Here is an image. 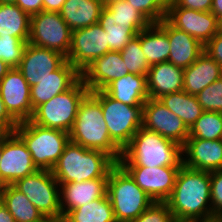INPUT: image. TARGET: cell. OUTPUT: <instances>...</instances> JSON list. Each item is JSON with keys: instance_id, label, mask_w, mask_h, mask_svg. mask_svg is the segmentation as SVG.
<instances>
[{"instance_id": "obj_1", "label": "cell", "mask_w": 222, "mask_h": 222, "mask_svg": "<svg viewBox=\"0 0 222 222\" xmlns=\"http://www.w3.org/2000/svg\"><path fill=\"white\" fill-rule=\"evenodd\" d=\"M165 202L176 222L212 218L210 172L182 165Z\"/></svg>"}, {"instance_id": "obj_2", "label": "cell", "mask_w": 222, "mask_h": 222, "mask_svg": "<svg viewBox=\"0 0 222 222\" xmlns=\"http://www.w3.org/2000/svg\"><path fill=\"white\" fill-rule=\"evenodd\" d=\"M70 141L91 150L107 153L116 163L122 156V149L111 139L101 103L89 92L81 101Z\"/></svg>"}, {"instance_id": "obj_3", "label": "cell", "mask_w": 222, "mask_h": 222, "mask_svg": "<svg viewBox=\"0 0 222 222\" xmlns=\"http://www.w3.org/2000/svg\"><path fill=\"white\" fill-rule=\"evenodd\" d=\"M118 163L121 166H145L150 168L181 167L182 146L164 138L157 132L141 127L123 149Z\"/></svg>"}, {"instance_id": "obj_4", "label": "cell", "mask_w": 222, "mask_h": 222, "mask_svg": "<svg viewBox=\"0 0 222 222\" xmlns=\"http://www.w3.org/2000/svg\"><path fill=\"white\" fill-rule=\"evenodd\" d=\"M116 162L98 150L69 142L51 172L59 184L81 183L91 179L108 178Z\"/></svg>"}, {"instance_id": "obj_5", "label": "cell", "mask_w": 222, "mask_h": 222, "mask_svg": "<svg viewBox=\"0 0 222 222\" xmlns=\"http://www.w3.org/2000/svg\"><path fill=\"white\" fill-rule=\"evenodd\" d=\"M107 196L117 222H131L154 201L117 162L109 171Z\"/></svg>"}, {"instance_id": "obj_6", "label": "cell", "mask_w": 222, "mask_h": 222, "mask_svg": "<svg viewBox=\"0 0 222 222\" xmlns=\"http://www.w3.org/2000/svg\"><path fill=\"white\" fill-rule=\"evenodd\" d=\"M14 132L25 143L38 170L51 171L70 142L68 132L42 127L31 120L19 123Z\"/></svg>"}, {"instance_id": "obj_7", "label": "cell", "mask_w": 222, "mask_h": 222, "mask_svg": "<svg viewBox=\"0 0 222 222\" xmlns=\"http://www.w3.org/2000/svg\"><path fill=\"white\" fill-rule=\"evenodd\" d=\"M89 92L80 78L70 89L38 106L30 120L39 126L69 133L79 105Z\"/></svg>"}, {"instance_id": "obj_8", "label": "cell", "mask_w": 222, "mask_h": 222, "mask_svg": "<svg viewBox=\"0 0 222 222\" xmlns=\"http://www.w3.org/2000/svg\"><path fill=\"white\" fill-rule=\"evenodd\" d=\"M100 103L111 139L123 150L143 126V106H130L111 98L104 90L90 92Z\"/></svg>"}, {"instance_id": "obj_9", "label": "cell", "mask_w": 222, "mask_h": 222, "mask_svg": "<svg viewBox=\"0 0 222 222\" xmlns=\"http://www.w3.org/2000/svg\"><path fill=\"white\" fill-rule=\"evenodd\" d=\"M24 193L46 219L62 217L60 184L49 170H37L12 184Z\"/></svg>"}, {"instance_id": "obj_10", "label": "cell", "mask_w": 222, "mask_h": 222, "mask_svg": "<svg viewBox=\"0 0 222 222\" xmlns=\"http://www.w3.org/2000/svg\"><path fill=\"white\" fill-rule=\"evenodd\" d=\"M72 30L59 12L41 11L30 16L28 43L57 51L67 57L71 47Z\"/></svg>"}, {"instance_id": "obj_11", "label": "cell", "mask_w": 222, "mask_h": 222, "mask_svg": "<svg viewBox=\"0 0 222 222\" xmlns=\"http://www.w3.org/2000/svg\"><path fill=\"white\" fill-rule=\"evenodd\" d=\"M109 51L106 32L96 23L72 31L71 47L66 60L82 73L96 58Z\"/></svg>"}, {"instance_id": "obj_12", "label": "cell", "mask_w": 222, "mask_h": 222, "mask_svg": "<svg viewBox=\"0 0 222 222\" xmlns=\"http://www.w3.org/2000/svg\"><path fill=\"white\" fill-rule=\"evenodd\" d=\"M0 161V187L12 185L38 170L25 143L15 132L2 144Z\"/></svg>"}, {"instance_id": "obj_13", "label": "cell", "mask_w": 222, "mask_h": 222, "mask_svg": "<svg viewBox=\"0 0 222 222\" xmlns=\"http://www.w3.org/2000/svg\"><path fill=\"white\" fill-rule=\"evenodd\" d=\"M183 146L189 137V128L159 99L148 98L143 105V126Z\"/></svg>"}, {"instance_id": "obj_14", "label": "cell", "mask_w": 222, "mask_h": 222, "mask_svg": "<svg viewBox=\"0 0 222 222\" xmlns=\"http://www.w3.org/2000/svg\"><path fill=\"white\" fill-rule=\"evenodd\" d=\"M154 202H165L172 193L180 167L122 166Z\"/></svg>"}, {"instance_id": "obj_15", "label": "cell", "mask_w": 222, "mask_h": 222, "mask_svg": "<svg viewBox=\"0 0 222 222\" xmlns=\"http://www.w3.org/2000/svg\"><path fill=\"white\" fill-rule=\"evenodd\" d=\"M0 96L8 113L18 123L32 118L30 86L17 68H11L0 81Z\"/></svg>"}, {"instance_id": "obj_16", "label": "cell", "mask_w": 222, "mask_h": 222, "mask_svg": "<svg viewBox=\"0 0 222 222\" xmlns=\"http://www.w3.org/2000/svg\"><path fill=\"white\" fill-rule=\"evenodd\" d=\"M165 18L204 46L219 32V20L210 11L168 7Z\"/></svg>"}, {"instance_id": "obj_17", "label": "cell", "mask_w": 222, "mask_h": 222, "mask_svg": "<svg viewBox=\"0 0 222 222\" xmlns=\"http://www.w3.org/2000/svg\"><path fill=\"white\" fill-rule=\"evenodd\" d=\"M65 61L66 57L57 51L28 43L17 69L31 87L57 70Z\"/></svg>"}, {"instance_id": "obj_18", "label": "cell", "mask_w": 222, "mask_h": 222, "mask_svg": "<svg viewBox=\"0 0 222 222\" xmlns=\"http://www.w3.org/2000/svg\"><path fill=\"white\" fill-rule=\"evenodd\" d=\"M128 74L120 51H109L96 58L82 73L81 79L90 92L104 90L111 82Z\"/></svg>"}, {"instance_id": "obj_19", "label": "cell", "mask_w": 222, "mask_h": 222, "mask_svg": "<svg viewBox=\"0 0 222 222\" xmlns=\"http://www.w3.org/2000/svg\"><path fill=\"white\" fill-rule=\"evenodd\" d=\"M182 163L185 167L195 170H221L222 139L188 138L182 146Z\"/></svg>"}, {"instance_id": "obj_20", "label": "cell", "mask_w": 222, "mask_h": 222, "mask_svg": "<svg viewBox=\"0 0 222 222\" xmlns=\"http://www.w3.org/2000/svg\"><path fill=\"white\" fill-rule=\"evenodd\" d=\"M80 78L81 73L66 60L57 70L30 87L33 110L54 96L70 89Z\"/></svg>"}, {"instance_id": "obj_21", "label": "cell", "mask_w": 222, "mask_h": 222, "mask_svg": "<svg viewBox=\"0 0 222 222\" xmlns=\"http://www.w3.org/2000/svg\"><path fill=\"white\" fill-rule=\"evenodd\" d=\"M168 35L170 54L168 62L176 67H189L204 52V45L188 33L174 27L166 18L157 23Z\"/></svg>"}, {"instance_id": "obj_22", "label": "cell", "mask_w": 222, "mask_h": 222, "mask_svg": "<svg viewBox=\"0 0 222 222\" xmlns=\"http://www.w3.org/2000/svg\"><path fill=\"white\" fill-rule=\"evenodd\" d=\"M108 178H97L81 183L60 184V209L62 217L70 210L107 196Z\"/></svg>"}, {"instance_id": "obj_23", "label": "cell", "mask_w": 222, "mask_h": 222, "mask_svg": "<svg viewBox=\"0 0 222 222\" xmlns=\"http://www.w3.org/2000/svg\"><path fill=\"white\" fill-rule=\"evenodd\" d=\"M184 69L173 63L162 62L150 66L147 76V92L149 98L160 97L183 90Z\"/></svg>"}, {"instance_id": "obj_24", "label": "cell", "mask_w": 222, "mask_h": 222, "mask_svg": "<svg viewBox=\"0 0 222 222\" xmlns=\"http://www.w3.org/2000/svg\"><path fill=\"white\" fill-rule=\"evenodd\" d=\"M222 76V67L203 52L195 62L184 69L183 90L193 96Z\"/></svg>"}, {"instance_id": "obj_25", "label": "cell", "mask_w": 222, "mask_h": 222, "mask_svg": "<svg viewBox=\"0 0 222 222\" xmlns=\"http://www.w3.org/2000/svg\"><path fill=\"white\" fill-rule=\"evenodd\" d=\"M104 91L111 98L130 106H143L149 98L146 76L133 73L114 80Z\"/></svg>"}, {"instance_id": "obj_26", "label": "cell", "mask_w": 222, "mask_h": 222, "mask_svg": "<svg viewBox=\"0 0 222 222\" xmlns=\"http://www.w3.org/2000/svg\"><path fill=\"white\" fill-rule=\"evenodd\" d=\"M103 8L100 0H66L59 14L73 31L98 23Z\"/></svg>"}, {"instance_id": "obj_27", "label": "cell", "mask_w": 222, "mask_h": 222, "mask_svg": "<svg viewBox=\"0 0 222 222\" xmlns=\"http://www.w3.org/2000/svg\"><path fill=\"white\" fill-rule=\"evenodd\" d=\"M0 201L16 222H44L46 220L27 196L13 185L0 187Z\"/></svg>"}, {"instance_id": "obj_28", "label": "cell", "mask_w": 222, "mask_h": 222, "mask_svg": "<svg viewBox=\"0 0 222 222\" xmlns=\"http://www.w3.org/2000/svg\"><path fill=\"white\" fill-rule=\"evenodd\" d=\"M136 36L149 66L168 61L171 48L168 35L157 23L150 24Z\"/></svg>"}, {"instance_id": "obj_29", "label": "cell", "mask_w": 222, "mask_h": 222, "mask_svg": "<svg viewBox=\"0 0 222 222\" xmlns=\"http://www.w3.org/2000/svg\"><path fill=\"white\" fill-rule=\"evenodd\" d=\"M30 16L18 5L0 3V37L13 36L28 42Z\"/></svg>"}, {"instance_id": "obj_30", "label": "cell", "mask_w": 222, "mask_h": 222, "mask_svg": "<svg viewBox=\"0 0 222 222\" xmlns=\"http://www.w3.org/2000/svg\"><path fill=\"white\" fill-rule=\"evenodd\" d=\"M98 24L106 32L110 51H121L139 33L129 21L117 20L105 7L101 11Z\"/></svg>"}, {"instance_id": "obj_31", "label": "cell", "mask_w": 222, "mask_h": 222, "mask_svg": "<svg viewBox=\"0 0 222 222\" xmlns=\"http://www.w3.org/2000/svg\"><path fill=\"white\" fill-rule=\"evenodd\" d=\"M159 101L169 111L177 115L189 129L204 112L197 97L186 93L184 90L164 95L159 98Z\"/></svg>"}, {"instance_id": "obj_32", "label": "cell", "mask_w": 222, "mask_h": 222, "mask_svg": "<svg viewBox=\"0 0 222 222\" xmlns=\"http://www.w3.org/2000/svg\"><path fill=\"white\" fill-rule=\"evenodd\" d=\"M64 217L69 222H117L108 196L70 210Z\"/></svg>"}, {"instance_id": "obj_33", "label": "cell", "mask_w": 222, "mask_h": 222, "mask_svg": "<svg viewBox=\"0 0 222 222\" xmlns=\"http://www.w3.org/2000/svg\"><path fill=\"white\" fill-rule=\"evenodd\" d=\"M188 138L222 139V112L204 111L189 129Z\"/></svg>"}, {"instance_id": "obj_34", "label": "cell", "mask_w": 222, "mask_h": 222, "mask_svg": "<svg viewBox=\"0 0 222 222\" xmlns=\"http://www.w3.org/2000/svg\"><path fill=\"white\" fill-rule=\"evenodd\" d=\"M128 73L147 76L150 68L144 52L141 49L140 39L135 35L120 51Z\"/></svg>"}, {"instance_id": "obj_35", "label": "cell", "mask_w": 222, "mask_h": 222, "mask_svg": "<svg viewBox=\"0 0 222 222\" xmlns=\"http://www.w3.org/2000/svg\"><path fill=\"white\" fill-rule=\"evenodd\" d=\"M105 8L114 18L120 21H129L139 32L146 29L151 23L128 1H114Z\"/></svg>"}, {"instance_id": "obj_36", "label": "cell", "mask_w": 222, "mask_h": 222, "mask_svg": "<svg viewBox=\"0 0 222 222\" xmlns=\"http://www.w3.org/2000/svg\"><path fill=\"white\" fill-rule=\"evenodd\" d=\"M28 42L13 36L0 37V59L10 68H17Z\"/></svg>"}, {"instance_id": "obj_37", "label": "cell", "mask_w": 222, "mask_h": 222, "mask_svg": "<svg viewBox=\"0 0 222 222\" xmlns=\"http://www.w3.org/2000/svg\"><path fill=\"white\" fill-rule=\"evenodd\" d=\"M138 10L151 24L166 17L171 0H126Z\"/></svg>"}, {"instance_id": "obj_38", "label": "cell", "mask_w": 222, "mask_h": 222, "mask_svg": "<svg viewBox=\"0 0 222 222\" xmlns=\"http://www.w3.org/2000/svg\"><path fill=\"white\" fill-rule=\"evenodd\" d=\"M203 111L222 112V76L197 94Z\"/></svg>"}, {"instance_id": "obj_39", "label": "cell", "mask_w": 222, "mask_h": 222, "mask_svg": "<svg viewBox=\"0 0 222 222\" xmlns=\"http://www.w3.org/2000/svg\"><path fill=\"white\" fill-rule=\"evenodd\" d=\"M131 222H176L166 202H153Z\"/></svg>"}, {"instance_id": "obj_40", "label": "cell", "mask_w": 222, "mask_h": 222, "mask_svg": "<svg viewBox=\"0 0 222 222\" xmlns=\"http://www.w3.org/2000/svg\"><path fill=\"white\" fill-rule=\"evenodd\" d=\"M212 218H222V169L210 172Z\"/></svg>"}, {"instance_id": "obj_41", "label": "cell", "mask_w": 222, "mask_h": 222, "mask_svg": "<svg viewBox=\"0 0 222 222\" xmlns=\"http://www.w3.org/2000/svg\"><path fill=\"white\" fill-rule=\"evenodd\" d=\"M204 52L222 67V31H219L205 46Z\"/></svg>"}, {"instance_id": "obj_42", "label": "cell", "mask_w": 222, "mask_h": 222, "mask_svg": "<svg viewBox=\"0 0 222 222\" xmlns=\"http://www.w3.org/2000/svg\"><path fill=\"white\" fill-rule=\"evenodd\" d=\"M212 0H171L168 7H183L197 11H210Z\"/></svg>"}, {"instance_id": "obj_43", "label": "cell", "mask_w": 222, "mask_h": 222, "mask_svg": "<svg viewBox=\"0 0 222 222\" xmlns=\"http://www.w3.org/2000/svg\"><path fill=\"white\" fill-rule=\"evenodd\" d=\"M15 4L18 5L29 16L43 11V0H16Z\"/></svg>"}, {"instance_id": "obj_44", "label": "cell", "mask_w": 222, "mask_h": 222, "mask_svg": "<svg viewBox=\"0 0 222 222\" xmlns=\"http://www.w3.org/2000/svg\"><path fill=\"white\" fill-rule=\"evenodd\" d=\"M0 124L6 125L12 132L15 131L19 124L7 111L4 102L0 96Z\"/></svg>"}, {"instance_id": "obj_45", "label": "cell", "mask_w": 222, "mask_h": 222, "mask_svg": "<svg viewBox=\"0 0 222 222\" xmlns=\"http://www.w3.org/2000/svg\"><path fill=\"white\" fill-rule=\"evenodd\" d=\"M66 0H43V10L59 12Z\"/></svg>"}, {"instance_id": "obj_46", "label": "cell", "mask_w": 222, "mask_h": 222, "mask_svg": "<svg viewBox=\"0 0 222 222\" xmlns=\"http://www.w3.org/2000/svg\"><path fill=\"white\" fill-rule=\"evenodd\" d=\"M0 222H16L11 215V213L7 210L4 204L0 201Z\"/></svg>"}, {"instance_id": "obj_47", "label": "cell", "mask_w": 222, "mask_h": 222, "mask_svg": "<svg viewBox=\"0 0 222 222\" xmlns=\"http://www.w3.org/2000/svg\"><path fill=\"white\" fill-rule=\"evenodd\" d=\"M210 12L220 20L222 18V0H212Z\"/></svg>"}, {"instance_id": "obj_48", "label": "cell", "mask_w": 222, "mask_h": 222, "mask_svg": "<svg viewBox=\"0 0 222 222\" xmlns=\"http://www.w3.org/2000/svg\"><path fill=\"white\" fill-rule=\"evenodd\" d=\"M13 132L4 124H0V146Z\"/></svg>"}, {"instance_id": "obj_49", "label": "cell", "mask_w": 222, "mask_h": 222, "mask_svg": "<svg viewBox=\"0 0 222 222\" xmlns=\"http://www.w3.org/2000/svg\"><path fill=\"white\" fill-rule=\"evenodd\" d=\"M10 69L11 68L0 59V81L5 77V75Z\"/></svg>"}, {"instance_id": "obj_50", "label": "cell", "mask_w": 222, "mask_h": 222, "mask_svg": "<svg viewBox=\"0 0 222 222\" xmlns=\"http://www.w3.org/2000/svg\"><path fill=\"white\" fill-rule=\"evenodd\" d=\"M182 222H222V218L213 217L206 220H187V221H182Z\"/></svg>"}, {"instance_id": "obj_51", "label": "cell", "mask_w": 222, "mask_h": 222, "mask_svg": "<svg viewBox=\"0 0 222 222\" xmlns=\"http://www.w3.org/2000/svg\"><path fill=\"white\" fill-rule=\"evenodd\" d=\"M100 1L102 2L103 6L105 7L114 1H124V0H100Z\"/></svg>"}, {"instance_id": "obj_52", "label": "cell", "mask_w": 222, "mask_h": 222, "mask_svg": "<svg viewBox=\"0 0 222 222\" xmlns=\"http://www.w3.org/2000/svg\"><path fill=\"white\" fill-rule=\"evenodd\" d=\"M0 3H12V4H15L16 0H0Z\"/></svg>"}, {"instance_id": "obj_53", "label": "cell", "mask_w": 222, "mask_h": 222, "mask_svg": "<svg viewBox=\"0 0 222 222\" xmlns=\"http://www.w3.org/2000/svg\"><path fill=\"white\" fill-rule=\"evenodd\" d=\"M57 222H69L65 217L57 219Z\"/></svg>"}, {"instance_id": "obj_54", "label": "cell", "mask_w": 222, "mask_h": 222, "mask_svg": "<svg viewBox=\"0 0 222 222\" xmlns=\"http://www.w3.org/2000/svg\"><path fill=\"white\" fill-rule=\"evenodd\" d=\"M219 31H222V18L219 20Z\"/></svg>"}, {"instance_id": "obj_55", "label": "cell", "mask_w": 222, "mask_h": 222, "mask_svg": "<svg viewBox=\"0 0 222 222\" xmlns=\"http://www.w3.org/2000/svg\"><path fill=\"white\" fill-rule=\"evenodd\" d=\"M44 222H57L56 219H46Z\"/></svg>"}, {"instance_id": "obj_56", "label": "cell", "mask_w": 222, "mask_h": 222, "mask_svg": "<svg viewBox=\"0 0 222 222\" xmlns=\"http://www.w3.org/2000/svg\"><path fill=\"white\" fill-rule=\"evenodd\" d=\"M1 152H2V145L0 146V158H1ZM1 164V161H0Z\"/></svg>"}]
</instances>
